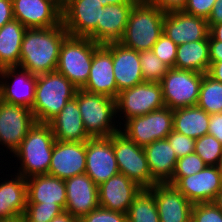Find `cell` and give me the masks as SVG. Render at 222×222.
Masks as SVG:
<instances>
[{
  "label": "cell",
  "mask_w": 222,
  "mask_h": 222,
  "mask_svg": "<svg viewBox=\"0 0 222 222\" xmlns=\"http://www.w3.org/2000/svg\"><path fill=\"white\" fill-rule=\"evenodd\" d=\"M85 173L97 186L120 173L113 151L112 135L86 141Z\"/></svg>",
  "instance_id": "9a60e30c"
},
{
  "label": "cell",
  "mask_w": 222,
  "mask_h": 222,
  "mask_svg": "<svg viewBox=\"0 0 222 222\" xmlns=\"http://www.w3.org/2000/svg\"><path fill=\"white\" fill-rule=\"evenodd\" d=\"M194 152L207 166H217L222 158V143L214 136L206 134L195 141Z\"/></svg>",
  "instance_id": "836d02e7"
},
{
  "label": "cell",
  "mask_w": 222,
  "mask_h": 222,
  "mask_svg": "<svg viewBox=\"0 0 222 222\" xmlns=\"http://www.w3.org/2000/svg\"><path fill=\"white\" fill-rule=\"evenodd\" d=\"M104 6L99 0H63L62 23L71 36L88 37L97 43V23Z\"/></svg>",
  "instance_id": "8fae6325"
},
{
  "label": "cell",
  "mask_w": 222,
  "mask_h": 222,
  "mask_svg": "<svg viewBox=\"0 0 222 222\" xmlns=\"http://www.w3.org/2000/svg\"><path fill=\"white\" fill-rule=\"evenodd\" d=\"M217 169H218V172H219V174L221 176V180H222V158L217 163Z\"/></svg>",
  "instance_id": "11a10c76"
},
{
  "label": "cell",
  "mask_w": 222,
  "mask_h": 222,
  "mask_svg": "<svg viewBox=\"0 0 222 222\" xmlns=\"http://www.w3.org/2000/svg\"><path fill=\"white\" fill-rule=\"evenodd\" d=\"M209 29L206 19L182 10L166 12L163 19V33L177 46L207 39Z\"/></svg>",
  "instance_id": "e0dca14e"
},
{
  "label": "cell",
  "mask_w": 222,
  "mask_h": 222,
  "mask_svg": "<svg viewBox=\"0 0 222 222\" xmlns=\"http://www.w3.org/2000/svg\"><path fill=\"white\" fill-rule=\"evenodd\" d=\"M191 222H222V212L214 202L193 204Z\"/></svg>",
  "instance_id": "f35d334b"
},
{
  "label": "cell",
  "mask_w": 222,
  "mask_h": 222,
  "mask_svg": "<svg viewBox=\"0 0 222 222\" xmlns=\"http://www.w3.org/2000/svg\"><path fill=\"white\" fill-rule=\"evenodd\" d=\"M172 130L173 110L168 107L132 117L124 123L120 121V132L141 147L167 138Z\"/></svg>",
  "instance_id": "9c48e42d"
},
{
  "label": "cell",
  "mask_w": 222,
  "mask_h": 222,
  "mask_svg": "<svg viewBox=\"0 0 222 222\" xmlns=\"http://www.w3.org/2000/svg\"><path fill=\"white\" fill-rule=\"evenodd\" d=\"M141 189L136 182L118 173L98 186L99 207L127 214Z\"/></svg>",
  "instance_id": "ffe728a7"
},
{
  "label": "cell",
  "mask_w": 222,
  "mask_h": 222,
  "mask_svg": "<svg viewBox=\"0 0 222 222\" xmlns=\"http://www.w3.org/2000/svg\"><path fill=\"white\" fill-rule=\"evenodd\" d=\"M151 177L157 183L172 179L178 160L167 138L156 140L144 147Z\"/></svg>",
  "instance_id": "83f0119b"
},
{
  "label": "cell",
  "mask_w": 222,
  "mask_h": 222,
  "mask_svg": "<svg viewBox=\"0 0 222 222\" xmlns=\"http://www.w3.org/2000/svg\"><path fill=\"white\" fill-rule=\"evenodd\" d=\"M209 40V59L210 62L222 61V41L214 40L210 35Z\"/></svg>",
  "instance_id": "bcb514c9"
},
{
  "label": "cell",
  "mask_w": 222,
  "mask_h": 222,
  "mask_svg": "<svg viewBox=\"0 0 222 222\" xmlns=\"http://www.w3.org/2000/svg\"><path fill=\"white\" fill-rule=\"evenodd\" d=\"M177 45L164 33L153 45L154 54L169 68H175Z\"/></svg>",
  "instance_id": "74e56055"
},
{
  "label": "cell",
  "mask_w": 222,
  "mask_h": 222,
  "mask_svg": "<svg viewBox=\"0 0 222 222\" xmlns=\"http://www.w3.org/2000/svg\"><path fill=\"white\" fill-rule=\"evenodd\" d=\"M74 98L90 138H106L120 131V125L115 119L116 99L83 89H78Z\"/></svg>",
  "instance_id": "5b68a950"
},
{
  "label": "cell",
  "mask_w": 222,
  "mask_h": 222,
  "mask_svg": "<svg viewBox=\"0 0 222 222\" xmlns=\"http://www.w3.org/2000/svg\"><path fill=\"white\" fill-rule=\"evenodd\" d=\"M68 35L63 23L50 28H27L22 39L19 67L35 75L55 71L62 42Z\"/></svg>",
  "instance_id": "6da1fadb"
},
{
  "label": "cell",
  "mask_w": 222,
  "mask_h": 222,
  "mask_svg": "<svg viewBox=\"0 0 222 222\" xmlns=\"http://www.w3.org/2000/svg\"><path fill=\"white\" fill-rule=\"evenodd\" d=\"M205 73L169 68L161 81L165 107L175 110L196 106Z\"/></svg>",
  "instance_id": "52a82bcc"
},
{
  "label": "cell",
  "mask_w": 222,
  "mask_h": 222,
  "mask_svg": "<svg viewBox=\"0 0 222 222\" xmlns=\"http://www.w3.org/2000/svg\"><path fill=\"white\" fill-rule=\"evenodd\" d=\"M112 144L119 172L142 188L157 182L151 177L144 147L138 146L120 131L112 134Z\"/></svg>",
  "instance_id": "30bf717a"
},
{
  "label": "cell",
  "mask_w": 222,
  "mask_h": 222,
  "mask_svg": "<svg viewBox=\"0 0 222 222\" xmlns=\"http://www.w3.org/2000/svg\"><path fill=\"white\" fill-rule=\"evenodd\" d=\"M49 124L55 140L63 142H85L90 139L85 130L75 98L68 101L60 113Z\"/></svg>",
  "instance_id": "cb8c5ba5"
},
{
  "label": "cell",
  "mask_w": 222,
  "mask_h": 222,
  "mask_svg": "<svg viewBox=\"0 0 222 222\" xmlns=\"http://www.w3.org/2000/svg\"><path fill=\"white\" fill-rule=\"evenodd\" d=\"M80 222H127V215L98 207L89 214L83 216Z\"/></svg>",
  "instance_id": "60d3db41"
},
{
  "label": "cell",
  "mask_w": 222,
  "mask_h": 222,
  "mask_svg": "<svg viewBox=\"0 0 222 222\" xmlns=\"http://www.w3.org/2000/svg\"><path fill=\"white\" fill-rule=\"evenodd\" d=\"M26 29L16 19L0 28V69L19 66L22 39Z\"/></svg>",
  "instance_id": "f546056e"
},
{
  "label": "cell",
  "mask_w": 222,
  "mask_h": 222,
  "mask_svg": "<svg viewBox=\"0 0 222 222\" xmlns=\"http://www.w3.org/2000/svg\"><path fill=\"white\" fill-rule=\"evenodd\" d=\"M27 203H45L66 206V185L63 179L48 174L35 175L26 179Z\"/></svg>",
  "instance_id": "d4e9b609"
},
{
  "label": "cell",
  "mask_w": 222,
  "mask_h": 222,
  "mask_svg": "<svg viewBox=\"0 0 222 222\" xmlns=\"http://www.w3.org/2000/svg\"><path fill=\"white\" fill-rule=\"evenodd\" d=\"M66 185L65 211L79 220L99 207L98 186L86 174L68 178Z\"/></svg>",
  "instance_id": "d6986e66"
},
{
  "label": "cell",
  "mask_w": 222,
  "mask_h": 222,
  "mask_svg": "<svg viewBox=\"0 0 222 222\" xmlns=\"http://www.w3.org/2000/svg\"><path fill=\"white\" fill-rule=\"evenodd\" d=\"M141 62V72L144 81L160 82L167 73V67L153 52V50H145L139 52Z\"/></svg>",
  "instance_id": "e575fe53"
},
{
  "label": "cell",
  "mask_w": 222,
  "mask_h": 222,
  "mask_svg": "<svg viewBox=\"0 0 222 222\" xmlns=\"http://www.w3.org/2000/svg\"><path fill=\"white\" fill-rule=\"evenodd\" d=\"M214 203L218 206V208L221 210L222 212V188L221 190L218 192L216 199L214 200Z\"/></svg>",
  "instance_id": "f5cc1de1"
},
{
  "label": "cell",
  "mask_w": 222,
  "mask_h": 222,
  "mask_svg": "<svg viewBox=\"0 0 222 222\" xmlns=\"http://www.w3.org/2000/svg\"><path fill=\"white\" fill-rule=\"evenodd\" d=\"M165 12L147 1L137 2L129 15L120 43L136 51L151 50L163 34Z\"/></svg>",
  "instance_id": "277c9868"
},
{
  "label": "cell",
  "mask_w": 222,
  "mask_h": 222,
  "mask_svg": "<svg viewBox=\"0 0 222 222\" xmlns=\"http://www.w3.org/2000/svg\"><path fill=\"white\" fill-rule=\"evenodd\" d=\"M209 52L208 38L179 45L177 47L175 68L208 73L210 67Z\"/></svg>",
  "instance_id": "4dcf8cb0"
},
{
  "label": "cell",
  "mask_w": 222,
  "mask_h": 222,
  "mask_svg": "<svg viewBox=\"0 0 222 222\" xmlns=\"http://www.w3.org/2000/svg\"><path fill=\"white\" fill-rule=\"evenodd\" d=\"M197 106L208 114L222 112V83L204 74Z\"/></svg>",
  "instance_id": "d6a6232c"
},
{
  "label": "cell",
  "mask_w": 222,
  "mask_h": 222,
  "mask_svg": "<svg viewBox=\"0 0 222 222\" xmlns=\"http://www.w3.org/2000/svg\"><path fill=\"white\" fill-rule=\"evenodd\" d=\"M10 177L0 183V220L23 216L27 205L26 178L17 173Z\"/></svg>",
  "instance_id": "4316f807"
},
{
  "label": "cell",
  "mask_w": 222,
  "mask_h": 222,
  "mask_svg": "<svg viewBox=\"0 0 222 222\" xmlns=\"http://www.w3.org/2000/svg\"><path fill=\"white\" fill-rule=\"evenodd\" d=\"M209 28L213 24L222 23V0H216L214 6L211 10V13L207 19Z\"/></svg>",
  "instance_id": "7dc6e473"
},
{
  "label": "cell",
  "mask_w": 222,
  "mask_h": 222,
  "mask_svg": "<svg viewBox=\"0 0 222 222\" xmlns=\"http://www.w3.org/2000/svg\"><path fill=\"white\" fill-rule=\"evenodd\" d=\"M149 189L155 197L160 222H191L193 204L174 185L156 183Z\"/></svg>",
  "instance_id": "44dd1931"
},
{
  "label": "cell",
  "mask_w": 222,
  "mask_h": 222,
  "mask_svg": "<svg viewBox=\"0 0 222 222\" xmlns=\"http://www.w3.org/2000/svg\"><path fill=\"white\" fill-rule=\"evenodd\" d=\"M13 19L12 0H0V28Z\"/></svg>",
  "instance_id": "f6af8a7d"
},
{
  "label": "cell",
  "mask_w": 222,
  "mask_h": 222,
  "mask_svg": "<svg viewBox=\"0 0 222 222\" xmlns=\"http://www.w3.org/2000/svg\"><path fill=\"white\" fill-rule=\"evenodd\" d=\"M36 123L30 108L0 100V145L13 154Z\"/></svg>",
  "instance_id": "7c38bea8"
},
{
  "label": "cell",
  "mask_w": 222,
  "mask_h": 222,
  "mask_svg": "<svg viewBox=\"0 0 222 222\" xmlns=\"http://www.w3.org/2000/svg\"><path fill=\"white\" fill-rule=\"evenodd\" d=\"M104 46L112 53L117 96L120 91L144 82L139 51L129 49L120 42L109 43Z\"/></svg>",
  "instance_id": "7402d4cb"
},
{
  "label": "cell",
  "mask_w": 222,
  "mask_h": 222,
  "mask_svg": "<svg viewBox=\"0 0 222 222\" xmlns=\"http://www.w3.org/2000/svg\"><path fill=\"white\" fill-rule=\"evenodd\" d=\"M0 222H25L23 216L21 217H15L11 219H2Z\"/></svg>",
  "instance_id": "db71d44e"
},
{
  "label": "cell",
  "mask_w": 222,
  "mask_h": 222,
  "mask_svg": "<svg viewBox=\"0 0 222 222\" xmlns=\"http://www.w3.org/2000/svg\"><path fill=\"white\" fill-rule=\"evenodd\" d=\"M135 4L107 5L102 8L101 23H97V44L105 45L121 41Z\"/></svg>",
  "instance_id": "484cf974"
},
{
  "label": "cell",
  "mask_w": 222,
  "mask_h": 222,
  "mask_svg": "<svg viewBox=\"0 0 222 222\" xmlns=\"http://www.w3.org/2000/svg\"><path fill=\"white\" fill-rule=\"evenodd\" d=\"M208 134L222 143V112L210 114Z\"/></svg>",
  "instance_id": "ee69618b"
},
{
  "label": "cell",
  "mask_w": 222,
  "mask_h": 222,
  "mask_svg": "<svg viewBox=\"0 0 222 222\" xmlns=\"http://www.w3.org/2000/svg\"><path fill=\"white\" fill-rule=\"evenodd\" d=\"M147 2L166 13L183 10L187 0H148Z\"/></svg>",
  "instance_id": "7bdbcfd3"
},
{
  "label": "cell",
  "mask_w": 222,
  "mask_h": 222,
  "mask_svg": "<svg viewBox=\"0 0 222 222\" xmlns=\"http://www.w3.org/2000/svg\"><path fill=\"white\" fill-rule=\"evenodd\" d=\"M164 107L161 84L144 81L119 92L116 98V117H119L120 124V119L125 122L132 117L143 116Z\"/></svg>",
  "instance_id": "ba28073f"
},
{
  "label": "cell",
  "mask_w": 222,
  "mask_h": 222,
  "mask_svg": "<svg viewBox=\"0 0 222 222\" xmlns=\"http://www.w3.org/2000/svg\"><path fill=\"white\" fill-rule=\"evenodd\" d=\"M167 139L178 159L194 152L196 140L193 138L172 130Z\"/></svg>",
  "instance_id": "ab89813d"
},
{
  "label": "cell",
  "mask_w": 222,
  "mask_h": 222,
  "mask_svg": "<svg viewBox=\"0 0 222 222\" xmlns=\"http://www.w3.org/2000/svg\"><path fill=\"white\" fill-rule=\"evenodd\" d=\"M207 74L214 80L222 83V61L210 62V67Z\"/></svg>",
  "instance_id": "c3c4849f"
},
{
  "label": "cell",
  "mask_w": 222,
  "mask_h": 222,
  "mask_svg": "<svg viewBox=\"0 0 222 222\" xmlns=\"http://www.w3.org/2000/svg\"><path fill=\"white\" fill-rule=\"evenodd\" d=\"M77 90L57 70L37 75L35 100L31 109L36 122L49 123L75 97Z\"/></svg>",
  "instance_id": "3957f363"
},
{
  "label": "cell",
  "mask_w": 222,
  "mask_h": 222,
  "mask_svg": "<svg viewBox=\"0 0 222 222\" xmlns=\"http://www.w3.org/2000/svg\"><path fill=\"white\" fill-rule=\"evenodd\" d=\"M54 143L50 124L36 122L12 155L21 164L17 174L26 179L48 174Z\"/></svg>",
  "instance_id": "7a4b0ae2"
},
{
  "label": "cell",
  "mask_w": 222,
  "mask_h": 222,
  "mask_svg": "<svg viewBox=\"0 0 222 222\" xmlns=\"http://www.w3.org/2000/svg\"><path fill=\"white\" fill-rule=\"evenodd\" d=\"M215 1L216 0H187L182 11L207 20Z\"/></svg>",
  "instance_id": "b9f144b4"
},
{
  "label": "cell",
  "mask_w": 222,
  "mask_h": 222,
  "mask_svg": "<svg viewBox=\"0 0 222 222\" xmlns=\"http://www.w3.org/2000/svg\"><path fill=\"white\" fill-rule=\"evenodd\" d=\"M99 46L88 37L68 35L62 42L56 70L81 89L87 83L93 54Z\"/></svg>",
  "instance_id": "8992f818"
},
{
  "label": "cell",
  "mask_w": 222,
  "mask_h": 222,
  "mask_svg": "<svg viewBox=\"0 0 222 222\" xmlns=\"http://www.w3.org/2000/svg\"><path fill=\"white\" fill-rule=\"evenodd\" d=\"M127 222H160L155 197L149 188H142L127 212Z\"/></svg>",
  "instance_id": "1f68e13d"
},
{
  "label": "cell",
  "mask_w": 222,
  "mask_h": 222,
  "mask_svg": "<svg viewBox=\"0 0 222 222\" xmlns=\"http://www.w3.org/2000/svg\"><path fill=\"white\" fill-rule=\"evenodd\" d=\"M209 122L210 114L197 105L173 110V130L195 140L208 134Z\"/></svg>",
  "instance_id": "f1b7e54d"
},
{
  "label": "cell",
  "mask_w": 222,
  "mask_h": 222,
  "mask_svg": "<svg viewBox=\"0 0 222 222\" xmlns=\"http://www.w3.org/2000/svg\"><path fill=\"white\" fill-rule=\"evenodd\" d=\"M174 186L192 203L214 202L222 188L217 166H206L198 173L181 177Z\"/></svg>",
  "instance_id": "ac0fdd59"
},
{
  "label": "cell",
  "mask_w": 222,
  "mask_h": 222,
  "mask_svg": "<svg viewBox=\"0 0 222 222\" xmlns=\"http://www.w3.org/2000/svg\"><path fill=\"white\" fill-rule=\"evenodd\" d=\"M50 222H80V220L64 210L59 215L54 217Z\"/></svg>",
  "instance_id": "681fc988"
},
{
  "label": "cell",
  "mask_w": 222,
  "mask_h": 222,
  "mask_svg": "<svg viewBox=\"0 0 222 222\" xmlns=\"http://www.w3.org/2000/svg\"><path fill=\"white\" fill-rule=\"evenodd\" d=\"M86 170V141L55 140L48 175L66 180L84 174Z\"/></svg>",
  "instance_id": "2e32d148"
},
{
  "label": "cell",
  "mask_w": 222,
  "mask_h": 222,
  "mask_svg": "<svg viewBox=\"0 0 222 222\" xmlns=\"http://www.w3.org/2000/svg\"><path fill=\"white\" fill-rule=\"evenodd\" d=\"M104 7L107 5H117V4H125V3H137V0H99Z\"/></svg>",
  "instance_id": "816d5d0a"
},
{
  "label": "cell",
  "mask_w": 222,
  "mask_h": 222,
  "mask_svg": "<svg viewBox=\"0 0 222 222\" xmlns=\"http://www.w3.org/2000/svg\"><path fill=\"white\" fill-rule=\"evenodd\" d=\"M209 35L214 40L222 41V23L220 24H213L209 29Z\"/></svg>",
  "instance_id": "f907efd6"
},
{
  "label": "cell",
  "mask_w": 222,
  "mask_h": 222,
  "mask_svg": "<svg viewBox=\"0 0 222 222\" xmlns=\"http://www.w3.org/2000/svg\"><path fill=\"white\" fill-rule=\"evenodd\" d=\"M14 19L26 28H50L62 23L61 0H12Z\"/></svg>",
  "instance_id": "4fadbf2b"
},
{
  "label": "cell",
  "mask_w": 222,
  "mask_h": 222,
  "mask_svg": "<svg viewBox=\"0 0 222 222\" xmlns=\"http://www.w3.org/2000/svg\"><path fill=\"white\" fill-rule=\"evenodd\" d=\"M36 82L37 75L19 66L0 69V100L32 109Z\"/></svg>",
  "instance_id": "5bb4252c"
},
{
  "label": "cell",
  "mask_w": 222,
  "mask_h": 222,
  "mask_svg": "<svg viewBox=\"0 0 222 222\" xmlns=\"http://www.w3.org/2000/svg\"><path fill=\"white\" fill-rule=\"evenodd\" d=\"M81 89L90 93L117 98L112 53L104 45H100L94 51L89 78Z\"/></svg>",
  "instance_id": "603a6c76"
},
{
  "label": "cell",
  "mask_w": 222,
  "mask_h": 222,
  "mask_svg": "<svg viewBox=\"0 0 222 222\" xmlns=\"http://www.w3.org/2000/svg\"><path fill=\"white\" fill-rule=\"evenodd\" d=\"M63 211L59 205L27 203L23 218L25 222H50Z\"/></svg>",
  "instance_id": "8d00e7d4"
},
{
  "label": "cell",
  "mask_w": 222,
  "mask_h": 222,
  "mask_svg": "<svg viewBox=\"0 0 222 222\" xmlns=\"http://www.w3.org/2000/svg\"><path fill=\"white\" fill-rule=\"evenodd\" d=\"M207 165L195 152L181 157L177 160L172 179L168 182L174 185L181 177H187L192 174L198 173Z\"/></svg>",
  "instance_id": "d590c367"
}]
</instances>
